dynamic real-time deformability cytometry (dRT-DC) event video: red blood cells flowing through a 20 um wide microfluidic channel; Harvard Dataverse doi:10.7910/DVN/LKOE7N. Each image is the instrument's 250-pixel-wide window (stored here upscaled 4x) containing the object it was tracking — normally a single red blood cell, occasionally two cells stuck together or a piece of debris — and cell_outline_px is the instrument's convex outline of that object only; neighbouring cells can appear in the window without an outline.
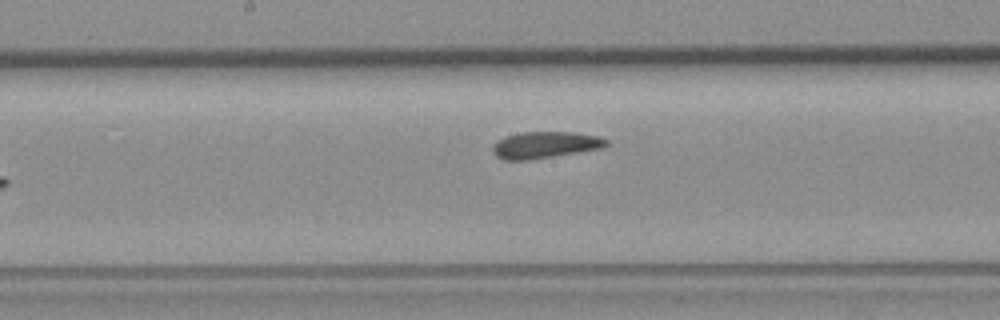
{"species": "common noctule bat (a hibernating species)", "species_latin": "Nyctalus noctula", "temperature_condition": "room temperature", "stored_images_in_passage": 9, "camera_frame_rate_fps": 3000, "um_per_image_px": 0.085, "animal": {"sex": "female", "body_mass_g": 19.3, "forearm_length_mm": 54.1}, "frame": {"image": 1, "passage_image": 8, "time_ms": 8.0, "image_size_px": [1000, 320], "cell_outline_px": [[608, 144], [600, 148], [528, 160], [504, 160], [496, 156], [492, 152], [492, 148], [496, 140], [504, 136], [520, 132], [572, 132], [600, 136], [608, 140]], "centroid_in_image_um": [46.27, 12.3], "position_along_channel_um": 201.9, "area_um2": 17.57}}